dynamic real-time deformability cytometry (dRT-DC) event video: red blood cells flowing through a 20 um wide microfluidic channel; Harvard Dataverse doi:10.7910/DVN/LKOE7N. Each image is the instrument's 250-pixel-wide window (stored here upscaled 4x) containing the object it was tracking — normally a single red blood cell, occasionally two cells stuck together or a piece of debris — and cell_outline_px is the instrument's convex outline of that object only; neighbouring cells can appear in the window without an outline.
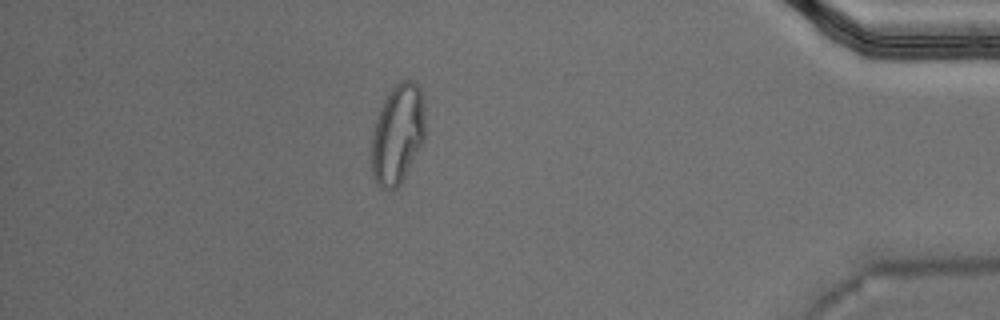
{"species": "Egyptian fruit bat (a non-hibernating species)", "species_latin": "Rousettus aegyptiacus", "temperature_condition": "warm", "stored_images_in_passage": 53, "camera_frame_rate_fps": 3000, "um_per_image_px": 0.085, "animal": {"sex": "male"}, "frame": {"image": 1, "passage_image": 46, "time_ms": 15.0, "image_size_px": [1000, 320], "cell_outline_px": [[424, 140], [400, 184], [396, 188], [380, 188], [372, 172], [372, 132], [376, 116], [388, 92], [396, 84], [404, 80], [412, 80], [420, 88], [424, 108]], "centroid_in_image_um": [33.79, 11.37], "position_along_channel_um": 401.4, "area_um2": 30.87}, "authors_computed_cell_mechanics": {"area_um2": 22.1952, "velocity_mm_per_s": 3.7698, "shape_relaxation_time_tau1_ms": null, "shape_relaxation_time_tau2_ms": 0.8786, "deformation_change_tau1": null, "deformation_change_tau2": 0.0639}}